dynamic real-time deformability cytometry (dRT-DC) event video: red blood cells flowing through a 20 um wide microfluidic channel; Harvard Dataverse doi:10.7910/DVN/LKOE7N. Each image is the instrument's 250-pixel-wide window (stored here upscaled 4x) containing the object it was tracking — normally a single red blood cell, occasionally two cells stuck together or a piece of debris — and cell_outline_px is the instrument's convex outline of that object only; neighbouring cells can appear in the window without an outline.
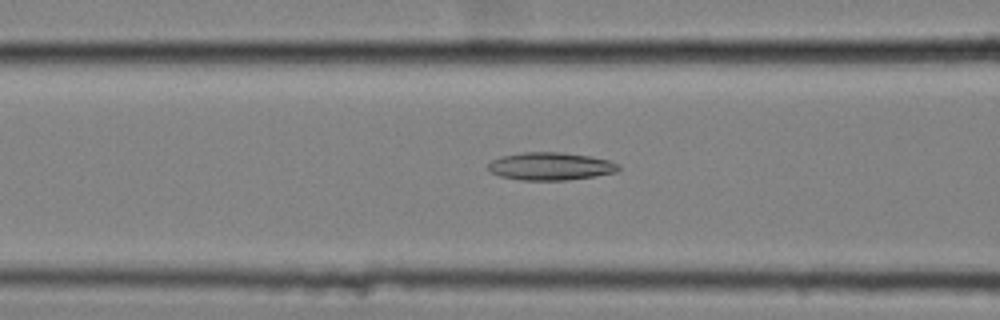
{"species": "common noctule bat (a hibernating species)", "species_latin": "Nyctalus noctula", "temperature_condition": "cold", "stored_images_in_passage": 57, "camera_frame_rate_fps": 3000, "um_per_image_px": 0.085, "animal": {"sex": "female", "body_mass_g": 25.1}, "frame": {"image": 1, "passage_image": 24, "time_ms": 7.667, "image_size_px": [1000, 320], "cell_outline_px": [[620, 168], [616, 172], [596, 176], [568, 180], [520, 180], [500, 176], [492, 172], [488, 168], [488, 164], [492, 160], [500, 156], [524, 152], [560, 152], [588, 156], [608, 160], [620, 164]], "centroid_in_image_um": [46.8, 14.13], "position_along_channel_um": 119.8, "area_um2": 21.1}}
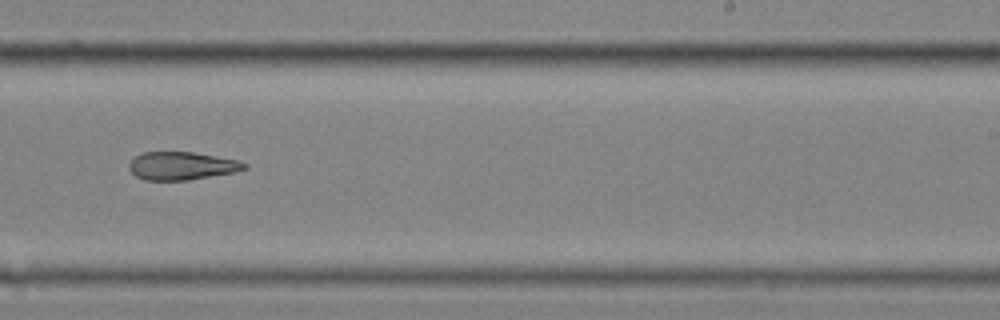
{"frame": {"image": 2, "passage_image": 37, "time_ms": 12.0, "image_size_px": [1000, 320], "cell_outline_px": [[248, 168], [236, 172], [188, 180], [144, 180], [136, 176], [128, 168], [128, 164], [132, 156], [144, 152], [192, 152], [236, 160], [248, 164]], "centroid_in_image_um": [15.41, 14.1], "position_along_channel_um": 273.6, "area_um2": 18.9}}
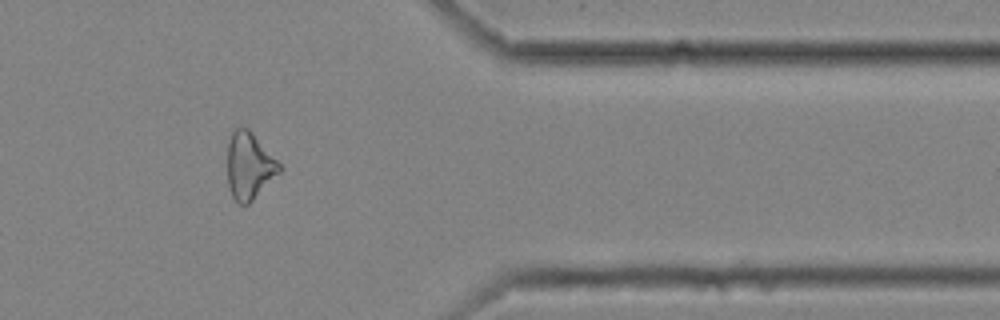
{"frame": {"image": 3, "passage_image": 48, "time_ms": 15.667, "image_size_px": [1000, 320], "cell_outline_px": [[284, 168], [248, 204], [240, 204], [232, 196], [228, 184], [228, 140], [232, 132], [236, 128], [248, 128], [252, 132]], "centroid_in_image_um": [21.19, 14.09], "position_along_channel_um": 390.2, "area_um2": 20.0}, "authors_computed_cell_mechanics": {"area_um2": 21.7906, "velocity_mm_per_s": 3.5552, "shape_relaxation_time_tau1_ms": null, "shape_relaxation_time_tau2_ms": 6.7539, "deformation_change_tau1": null, "deformation_change_tau2": 0.172}}